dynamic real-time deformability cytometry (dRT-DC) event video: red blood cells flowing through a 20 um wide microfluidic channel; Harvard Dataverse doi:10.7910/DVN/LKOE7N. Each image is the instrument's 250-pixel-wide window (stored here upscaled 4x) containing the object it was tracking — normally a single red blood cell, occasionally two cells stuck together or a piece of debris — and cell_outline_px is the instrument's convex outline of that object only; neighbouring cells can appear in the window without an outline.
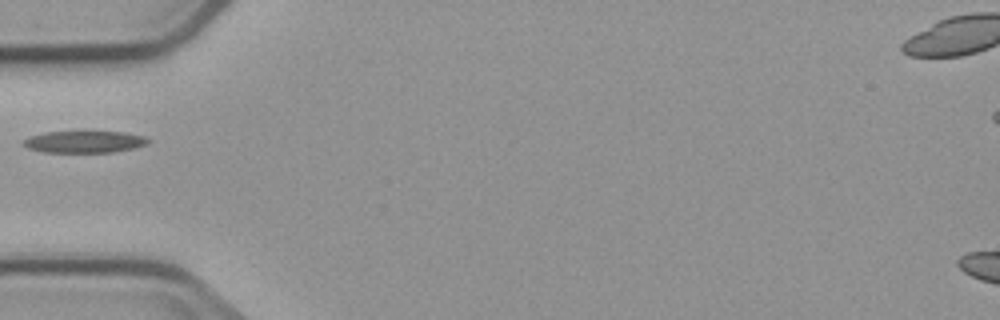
{"species": "common noctule bat (a hibernating species)", "species_latin": "Nyctalus noctula", "temperature_condition": "cold", "stored_images_in_passage": 5, "segment_of_instrument_passage": [2, 2], "camera_frame_rate_fps": 3000, "um_per_image_px": 0.085, "animal": {"sex": "male", "body_mass_g": 23.1, "forearm_length_mm": 52.7}, "frame": {"image": 1, "passage_image": 5, "time_ms": 4.667, "image_size_px": [1000, 320], "cell_outline_px": [[148, 144], [132, 148], [112, 152], [44, 152], [28, 148], [20, 140], [28, 136], [44, 132], [124, 132], [144, 136], [148, 140]], "centroid_in_image_um": [7.11, 12.05], "position_along_channel_um": 77.9, "area_um2": 15.78}}